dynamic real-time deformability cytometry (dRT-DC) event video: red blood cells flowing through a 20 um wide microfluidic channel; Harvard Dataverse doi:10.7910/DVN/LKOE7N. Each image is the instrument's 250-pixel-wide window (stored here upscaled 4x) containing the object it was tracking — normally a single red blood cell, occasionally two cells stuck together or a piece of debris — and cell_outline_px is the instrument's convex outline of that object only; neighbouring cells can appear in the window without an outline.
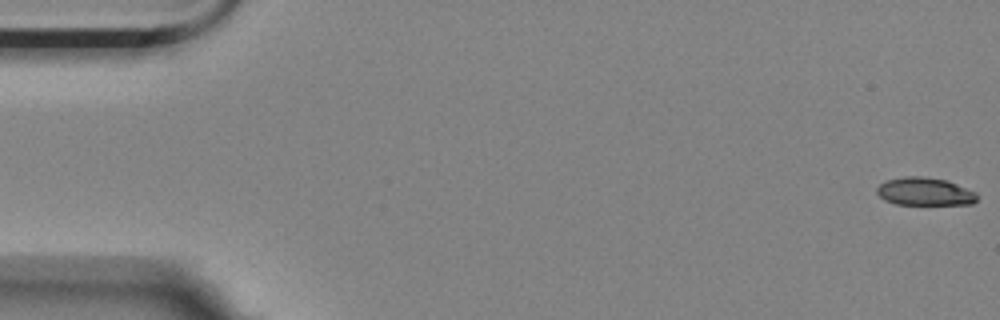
{"species": "Egyptian fruit bat (a non-hibernating species)", "species_latin": "Rousettus aegyptiacus", "temperature_condition": "room temperature", "stored_images_in_passage": 15, "camera_frame_rate_fps": 3000, "um_per_image_px": 0.085, "animal": {"sex": "female"}, "frame": {"image": 1, "passage_image": 1, "time_ms": 0.0, "image_size_px": [1000, 320], "cell_outline_px": [[976, 200], [972, 204], [896, 204], [884, 200], [876, 192], [876, 188], [880, 184], [888, 180], [904, 176], [924, 176], [948, 180], [976, 192]], "centroid_in_image_um": [78.6, 16.27], "position_along_channel_um": 6.4, "area_um2": 16.3}}
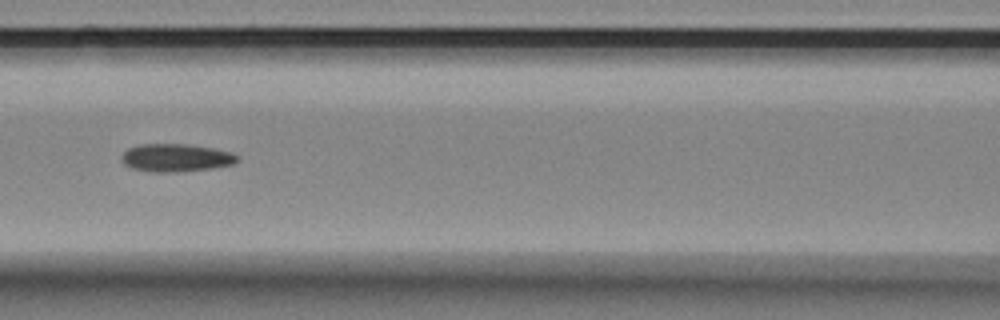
{"frame": {"image": 2, "passage_image": 7, "time_ms": 2.0, "image_size_px": [1000, 320], "cell_outline_px": [[240, 156], [232, 164], [208, 168], [176, 172], [152, 172], [132, 168], [124, 164], [120, 160], [120, 156], [128, 148], [140, 144], [184, 144], [212, 148], [232, 152]], "centroid_in_image_um": [14.9, 13.4], "position_along_channel_um": 151.7, "area_um2": 18.67}}
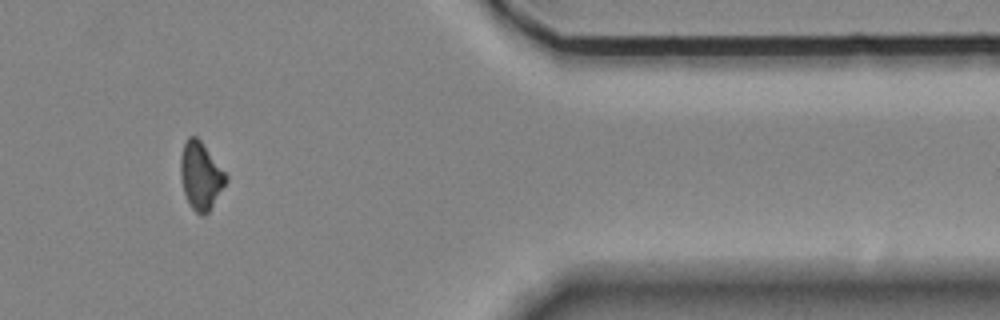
{"frame": {"image": 3, "passage_image": 13, "time_ms": 4.0, "image_size_px": [1000, 320], "cell_outline_px": [[228, 180], [208, 212], [200, 216], [192, 208], [184, 192], [180, 176], [180, 156], [184, 144], [188, 136], [196, 136], [200, 140], [228, 176]], "centroid_in_image_um": [17.05, 14.93], "position_along_channel_um": 394.4, "area_um2": 17.63}}